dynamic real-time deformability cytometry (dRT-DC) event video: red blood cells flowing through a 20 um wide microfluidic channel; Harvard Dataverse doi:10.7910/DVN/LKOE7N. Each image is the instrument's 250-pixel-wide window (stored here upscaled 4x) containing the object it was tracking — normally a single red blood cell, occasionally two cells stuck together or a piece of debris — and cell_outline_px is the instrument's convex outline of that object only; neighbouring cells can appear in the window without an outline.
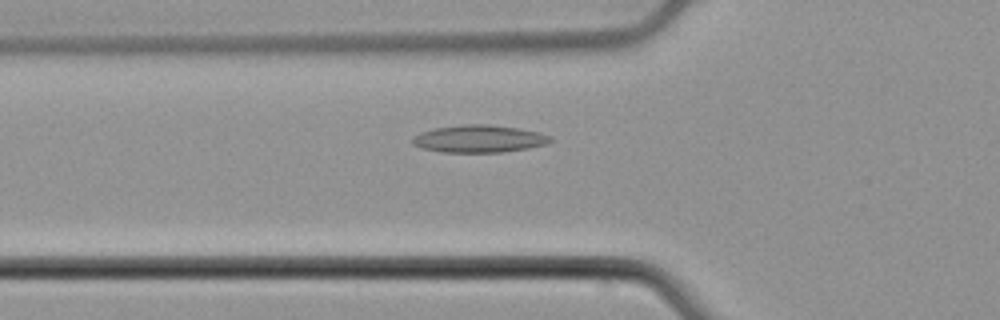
{"species": "common noctule bat (a hibernating species)", "species_latin": "Nyctalus noctula", "temperature_condition": "cold", "stored_images_in_passage": 49, "camera_frame_rate_fps": 3000, "um_per_image_px": 0.085, "animal": {"sex": "male", "body_mass_g": 21.5, "forearm_length_mm": 52.0}, "frame": {"image": 1, "passage_image": 15, "time_ms": 4.667, "image_size_px": [1000, 320], "cell_outline_px": [[552, 140], [548, 144], [528, 148], [500, 152], [440, 152], [420, 148], [412, 144], [412, 136], [420, 132], [432, 128], [464, 124], [488, 124], [516, 128], [540, 132], [552, 136]], "centroid_in_image_um": [40.69, 11.79], "position_along_channel_um": 85.1, "area_um2": 22.25}}
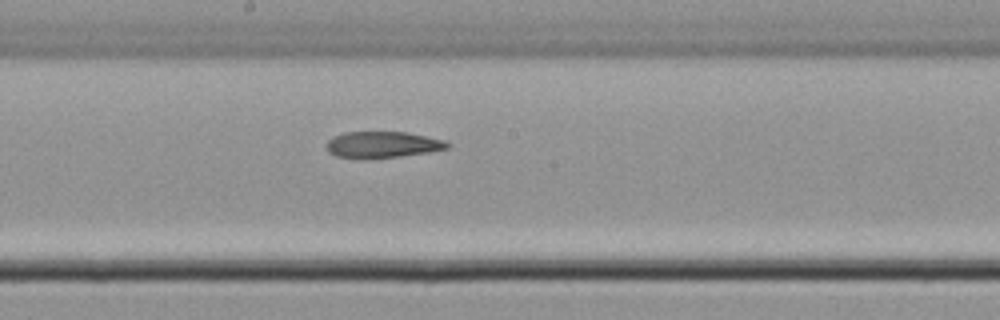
{"frame": {"image": 2, "passage_image": 25, "time_ms": 8.0, "image_size_px": [1000, 320], "cell_outline_px": [[452, 144], [448, 148], [428, 152], [400, 156], [336, 156], [328, 152], [324, 144], [332, 136], [344, 132], [408, 132], [428, 136], [444, 140]], "centroid_in_image_um": [32.53, 12.25], "position_along_channel_um": 215.7, "area_um2": 18.09}}
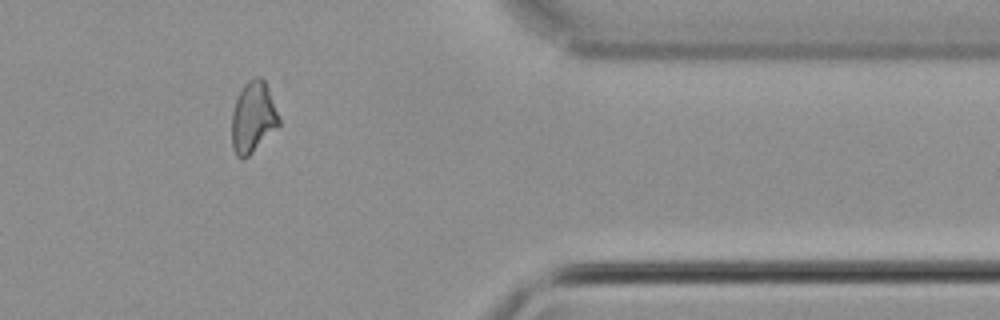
{"frame": {"image": 3, "passage_image": 40, "time_ms": 13.0, "image_size_px": [1000, 320], "cell_outline_px": [[280, 124], [244, 160], [240, 160], [236, 156], [232, 148], [232, 112], [236, 100], [244, 84], [248, 80], [256, 76], [260, 76], [264, 80], [268, 88], [280, 120]], "centroid_in_image_um": [21.49, 9.98], "position_along_channel_um": 389.9, "area_um2": 19.36}}